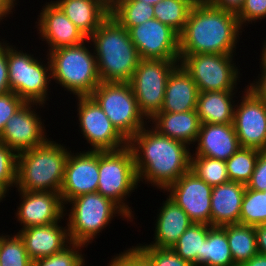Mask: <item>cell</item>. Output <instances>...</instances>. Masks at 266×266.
Masks as SVG:
<instances>
[{
    "label": "cell",
    "mask_w": 266,
    "mask_h": 266,
    "mask_svg": "<svg viewBox=\"0 0 266 266\" xmlns=\"http://www.w3.org/2000/svg\"><path fill=\"white\" fill-rule=\"evenodd\" d=\"M88 39L110 15V6L104 0L53 1Z\"/></svg>",
    "instance_id": "obj_25"
},
{
    "label": "cell",
    "mask_w": 266,
    "mask_h": 266,
    "mask_svg": "<svg viewBox=\"0 0 266 266\" xmlns=\"http://www.w3.org/2000/svg\"><path fill=\"white\" fill-rule=\"evenodd\" d=\"M241 27L266 18V0H245L242 9L237 14Z\"/></svg>",
    "instance_id": "obj_40"
},
{
    "label": "cell",
    "mask_w": 266,
    "mask_h": 266,
    "mask_svg": "<svg viewBox=\"0 0 266 266\" xmlns=\"http://www.w3.org/2000/svg\"><path fill=\"white\" fill-rule=\"evenodd\" d=\"M109 6H112L117 0H104Z\"/></svg>",
    "instance_id": "obj_54"
},
{
    "label": "cell",
    "mask_w": 266,
    "mask_h": 266,
    "mask_svg": "<svg viewBox=\"0 0 266 266\" xmlns=\"http://www.w3.org/2000/svg\"><path fill=\"white\" fill-rule=\"evenodd\" d=\"M69 148L48 139L18 154L16 190L60 193Z\"/></svg>",
    "instance_id": "obj_4"
},
{
    "label": "cell",
    "mask_w": 266,
    "mask_h": 266,
    "mask_svg": "<svg viewBox=\"0 0 266 266\" xmlns=\"http://www.w3.org/2000/svg\"><path fill=\"white\" fill-rule=\"evenodd\" d=\"M10 235L0 233L1 266H32L21 236L18 233Z\"/></svg>",
    "instance_id": "obj_36"
},
{
    "label": "cell",
    "mask_w": 266,
    "mask_h": 266,
    "mask_svg": "<svg viewBox=\"0 0 266 266\" xmlns=\"http://www.w3.org/2000/svg\"><path fill=\"white\" fill-rule=\"evenodd\" d=\"M7 194L8 191L0 184V202H2L4 198H6Z\"/></svg>",
    "instance_id": "obj_52"
},
{
    "label": "cell",
    "mask_w": 266,
    "mask_h": 266,
    "mask_svg": "<svg viewBox=\"0 0 266 266\" xmlns=\"http://www.w3.org/2000/svg\"><path fill=\"white\" fill-rule=\"evenodd\" d=\"M90 96L128 141L149 124L138 108L129 82H101Z\"/></svg>",
    "instance_id": "obj_9"
},
{
    "label": "cell",
    "mask_w": 266,
    "mask_h": 266,
    "mask_svg": "<svg viewBox=\"0 0 266 266\" xmlns=\"http://www.w3.org/2000/svg\"><path fill=\"white\" fill-rule=\"evenodd\" d=\"M114 256V257H113ZM107 266H135V247L128 248L124 252L113 255Z\"/></svg>",
    "instance_id": "obj_45"
},
{
    "label": "cell",
    "mask_w": 266,
    "mask_h": 266,
    "mask_svg": "<svg viewBox=\"0 0 266 266\" xmlns=\"http://www.w3.org/2000/svg\"><path fill=\"white\" fill-rule=\"evenodd\" d=\"M245 186L255 191L266 190V150L260 151L254 172Z\"/></svg>",
    "instance_id": "obj_42"
},
{
    "label": "cell",
    "mask_w": 266,
    "mask_h": 266,
    "mask_svg": "<svg viewBox=\"0 0 266 266\" xmlns=\"http://www.w3.org/2000/svg\"><path fill=\"white\" fill-rule=\"evenodd\" d=\"M154 266H193L179 257L171 248L150 247L142 243L136 245Z\"/></svg>",
    "instance_id": "obj_39"
},
{
    "label": "cell",
    "mask_w": 266,
    "mask_h": 266,
    "mask_svg": "<svg viewBox=\"0 0 266 266\" xmlns=\"http://www.w3.org/2000/svg\"><path fill=\"white\" fill-rule=\"evenodd\" d=\"M89 44L87 39L81 44L61 47L47 53L52 80L75 97L90 96L101 83L97 60L94 52L92 53L93 49L89 50Z\"/></svg>",
    "instance_id": "obj_5"
},
{
    "label": "cell",
    "mask_w": 266,
    "mask_h": 266,
    "mask_svg": "<svg viewBox=\"0 0 266 266\" xmlns=\"http://www.w3.org/2000/svg\"><path fill=\"white\" fill-rule=\"evenodd\" d=\"M18 154L0 143V184L9 192L16 187Z\"/></svg>",
    "instance_id": "obj_38"
},
{
    "label": "cell",
    "mask_w": 266,
    "mask_h": 266,
    "mask_svg": "<svg viewBox=\"0 0 266 266\" xmlns=\"http://www.w3.org/2000/svg\"><path fill=\"white\" fill-rule=\"evenodd\" d=\"M21 202L15 212L17 222L25 229L64 221L65 205L60 193L17 190Z\"/></svg>",
    "instance_id": "obj_18"
},
{
    "label": "cell",
    "mask_w": 266,
    "mask_h": 266,
    "mask_svg": "<svg viewBox=\"0 0 266 266\" xmlns=\"http://www.w3.org/2000/svg\"><path fill=\"white\" fill-rule=\"evenodd\" d=\"M97 60L101 82H129L139 61L129 32L109 15L88 38Z\"/></svg>",
    "instance_id": "obj_3"
},
{
    "label": "cell",
    "mask_w": 266,
    "mask_h": 266,
    "mask_svg": "<svg viewBox=\"0 0 266 266\" xmlns=\"http://www.w3.org/2000/svg\"><path fill=\"white\" fill-rule=\"evenodd\" d=\"M242 30L236 14L216 8L208 0H197L179 34L180 56L237 54Z\"/></svg>",
    "instance_id": "obj_2"
},
{
    "label": "cell",
    "mask_w": 266,
    "mask_h": 266,
    "mask_svg": "<svg viewBox=\"0 0 266 266\" xmlns=\"http://www.w3.org/2000/svg\"><path fill=\"white\" fill-rule=\"evenodd\" d=\"M138 183L134 155L129 146L116 151H99L97 192L116 203L132 221L133 211L126 199L138 188Z\"/></svg>",
    "instance_id": "obj_8"
},
{
    "label": "cell",
    "mask_w": 266,
    "mask_h": 266,
    "mask_svg": "<svg viewBox=\"0 0 266 266\" xmlns=\"http://www.w3.org/2000/svg\"><path fill=\"white\" fill-rule=\"evenodd\" d=\"M246 87L241 102L235 105L233 125L241 147L263 151L266 150V103Z\"/></svg>",
    "instance_id": "obj_13"
},
{
    "label": "cell",
    "mask_w": 266,
    "mask_h": 266,
    "mask_svg": "<svg viewBox=\"0 0 266 266\" xmlns=\"http://www.w3.org/2000/svg\"><path fill=\"white\" fill-rule=\"evenodd\" d=\"M202 266H236L223 227L212 226L209 229L203 242Z\"/></svg>",
    "instance_id": "obj_30"
},
{
    "label": "cell",
    "mask_w": 266,
    "mask_h": 266,
    "mask_svg": "<svg viewBox=\"0 0 266 266\" xmlns=\"http://www.w3.org/2000/svg\"><path fill=\"white\" fill-rule=\"evenodd\" d=\"M222 227L226 231L232 259L236 266H240L258 254L254 226L238 223Z\"/></svg>",
    "instance_id": "obj_28"
},
{
    "label": "cell",
    "mask_w": 266,
    "mask_h": 266,
    "mask_svg": "<svg viewBox=\"0 0 266 266\" xmlns=\"http://www.w3.org/2000/svg\"><path fill=\"white\" fill-rule=\"evenodd\" d=\"M266 39V38H265ZM263 49H261L262 51H260V52H262V53H260L261 55H260V64L266 69V40H264V43H263V47H262Z\"/></svg>",
    "instance_id": "obj_51"
},
{
    "label": "cell",
    "mask_w": 266,
    "mask_h": 266,
    "mask_svg": "<svg viewBox=\"0 0 266 266\" xmlns=\"http://www.w3.org/2000/svg\"><path fill=\"white\" fill-rule=\"evenodd\" d=\"M237 91L199 92L197 114L200 123L230 124L233 123Z\"/></svg>",
    "instance_id": "obj_27"
},
{
    "label": "cell",
    "mask_w": 266,
    "mask_h": 266,
    "mask_svg": "<svg viewBox=\"0 0 266 266\" xmlns=\"http://www.w3.org/2000/svg\"><path fill=\"white\" fill-rule=\"evenodd\" d=\"M165 191L168 192L167 196L179 205L194 223H205L211 226L212 186L200 179L194 172L189 170L169 185L163 193Z\"/></svg>",
    "instance_id": "obj_16"
},
{
    "label": "cell",
    "mask_w": 266,
    "mask_h": 266,
    "mask_svg": "<svg viewBox=\"0 0 266 266\" xmlns=\"http://www.w3.org/2000/svg\"><path fill=\"white\" fill-rule=\"evenodd\" d=\"M196 143L195 153L191 156H205L224 161L241 147L233 123H202Z\"/></svg>",
    "instance_id": "obj_21"
},
{
    "label": "cell",
    "mask_w": 266,
    "mask_h": 266,
    "mask_svg": "<svg viewBox=\"0 0 266 266\" xmlns=\"http://www.w3.org/2000/svg\"><path fill=\"white\" fill-rule=\"evenodd\" d=\"M197 0H162L154 5V18L178 34L186 24L189 12Z\"/></svg>",
    "instance_id": "obj_32"
},
{
    "label": "cell",
    "mask_w": 266,
    "mask_h": 266,
    "mask_svg": "<svg viewBox=\"0 0 266 266\" xmlns=\"http://www.w3.org/2000/svg\"><path fill=\"white\" fill-rule=\"evenodd\" d=\"M246 186L240 182L228 181L212 187L211 226L240 223V212Z\"/></svg>",
    "instance_id": "obj_23"
},
{
    "label": "cell",
    "mask_w": 266,
    "mask_h": 266,
    "mask_svg": "<svg viewBox=\"0 0 266 266\" xmlns=\"http://www.w3.org/2000/svg\"><path fill=\"white\" fill-rule=\"evenodd\" d=\"M17 0H0V22L3 21L9 14H13ZM14 8V9H13Z\"/></svg>",
    "instance_id": "obj_48"
},
{
    "label": "cell",
    "mask_w": 266,
    "mask_h": 266,
    "mask_svg": "<svg viewBox=\"0 0 266 266\" xmlns=\"http://www.w3.org/2000/svg\"><path fill=\"white\" fill-rule=\"evenodd\" d=\"M190 170L212 187L229 181L224 160L191 156Z\"/></svg>",
    "instance_id": "obj_34"
},
{
    "label": "cell",
    "mask_w": 266,
    "mask_h": 266,
    "mask_svg": "<svg viewBox=\"0 0 266 266\" xmlns=\"http://www.w3.org/2000/svg\"><path fill=\"white\" fill-rule=\"evenodd\" d=\"M260 66L261 74H258V79L249 83L247 88L251 90L260 100H263L266 103V69L261 64Z\"/></svg>",
    "instance_id": "obj_44"
},
{
    "label": "cell",
    "mask_w": 266,
    "mask_h": 266,
    "mask_svg": "<svg viewBox=\"0 0 266 266\" xmlns=\"http://www.w3.org/2000/svg\"><path fill=\"white\" fill-rule=\"evenodd\" d=\"M38 103H24L7 121L0 143L7 145L17 154L45 143L47 138L45 124L36 109ZM36 106V109H35ZM34 107V108H32ZM43 123V124H42Z\"/></svg>",
    "instance_id": "obj_15"
},
{
    "label": "cell",
    "mask_w": 266,
    "mask_h": 266,
    "mask_svg": "<svg viewBox=\"0 0 266 266\" xmlns=\"http://www.w3.org/2000/svg\"><path fill=\"white\" fill-rule=\"evenodd\" d=\"M67 204H70L71 209L66 213L67 207H65L64 216H66L71 243H81L88 247L104 228L110 226L115 216L132 222L116 203L98 192L78 196Z\"/></svg>",
    "instance_id": "obj_6"
},
{
    "label": "cell",
    "mask_w": 266,
    "mask_h": 266,
    "mask_svg": "<svg viewBox=\"0 0 266 266\" xmlns=\"http://www.w3.org/2000/svg\"><path fill=\"white\" fill-rule=\"evenodd\" d=\"M110 15L128 30L154 19V6L140 0H117L110 6Z\"/></svg>",
    "instance_id": "obj_31"
},
{
    "label": "cell",
    "mask_w": 266,
    "mask_h": 266,
    "mask_svg": "<svg viewBox=\"0 0 266 266\" xmlns=\"http://www.w3.org/2000/svg\"><path fill=\"white\" fill-rule=\"evenodd\" d=\"M198 95L196 83L179 64L168 77L160 112L177 113L196 110Z\"/></svg>",
    "instance_id": "obj_24"
},
{
    "label": "cell",
    "mask_w": 266,
    "mask_h": 266,
    "mask_svg": "<svg viewBox=\"0 0 266 266\" xmlns=\"http://www.w3.org/2000/svg\"><path fill=\"white\" fill-rule=\"evenodd\" d=\"M240 266H266V255L257 254Z\"/></svg>",
    "instance_id": "obj_50"
},
{
    "label": "cell",
    "mask_w": 266,
    "mask_h": 266,
    "mask_svg": "<svg viewBox=\"0 0 266 266\" xmlns=\"http://www.w3.org/2000/svg\"><path fill=\"white\" fill-rule=\"evenodd\" d=\"M141 59H180L179 34L157 19L128 29Z\"/></svg>",
    "instance_id": "obj_14"
},
{
    "label": "cell",
    "mask_w": 266,
    "mask_h": 266,
    "mask_svg": "<svg viewBox=\"0 0 266 266\" xmlns=\"http://www.w3.org/2000/svg\"><path fill=\"white\" fill-rule=\"evenodd\" d=\"M140 1H143L144 3H147L149 5H156L158 2L162 1V0H140Z\"/></svg>",
    "instance_id": "obj_53"
},
{
    "label": "cell",
    "mask_w": 266,
    "mask_h": 266,
    "mask_svg": "<svg viewBox=\"0 0 266 266\" xmlns=\"http://www.w3.org/2000/svg\"><path fill=\"white\" fill-rule=\"evenodd\" d=\"M258 254L266 255V224L254 226Z\"/></svg>",
    "instance_id": "obj_47"
},
{
    "label": "cell",
    "mask_w": 266,
    "mask_h": 266,
    "mask_svg": "<svg viewBox=\"0 0 266 266\" xmlns=\"http://www.w3.org/2000/svg\"><path fill=\"white\" fill-rule=\"evenodd\" d=\"M149 122L160 134L188 146L196 144L201 125L196 110L177 113L157 112Z\"/></svg>",
    "instance_id": "obj_26"
},
{
    "label": "cell",
    "mask_w": 266,
    "mask_h": 266,
    "mask_svg": "<svg viewBox=\"0 0 266 266\" xmlns=\"http://www.w3.org/2000/svg\"><path fill=\"white\" fill-rule=\"evenodd\" d=\"M180 59H141L129 83L140 112L149 121L160 112L169 75Z\"/></svg>",
    "instance_id": "obj_11"
},
{
    "label": "cell",
    "mask_w": 266,
    "mask_h": 266,
    "mask_svg": "<svg viewBox=\"0 0 266 266\" xmlns=\"http://www.w3.org/2000/svg\"><path fill=\"white\" fill-rule=\"evenodd\" d=\"M211 227L205 223H193L171 249L191 265L202 266L203 242Z\"/></svg>",
    "instance_id": "obj_29"
},
{
    "label": "cell",
    "mask_w": 266,
    "mask_h": 266,
    "mask_svg": "<svg viewBox=\"0 0 266 266\" xmlns=\"http://www.w3.org/2000/svg\"><path fill=\"white\" fill-rule=\"evenodd\" d=\"M24 103L25 101L12 91L0 95V140L7 121Z\"/></svg>",
    "instance_id": "obj_41"
},
{
    "label": "cell",
    "mask_w": 266,
    "mask_h": 266,
    "mask_svg": "<svg viewBox=\"0 0 266 266\" xmlns=\"http://www.w3.org/2000/svg\"><path fill=\"white\" fill-rule=\"evenodd\" d=\"M83 247L86 248L81 243H71L59 253L32 261V266H81L86 259L81 252Z\"/></svg>",
    "instance_id": "obj_37"
},
{
    "label": "cell",
    "mask_w": 266,
    "mask_h": 266,
    "mask_svg": "<svg viewBox=\"0 0 266 266\" xmlns=\"http://www.w3.org/2000/svg\"><path fill=\"white\" fill-rule=\"evenodd\" d=\"M240 224H266V191L246 188L241 205Z\"/></svg>",
    "instance_id": "obj_35"
},
{
    "label": "cell",
    "mask_w": 266,
    "mask_h": 266,
    "mask_svg": "<svg viewBox=\"0 0 266 266\" xmlns=\"http://www.w3.org/2000/svg\"><path fill=\"white\" fill-rule=\"evenodd\" d=\"M85 151H80L79 153L69 151L60 190L64 205L78 196L97 192L99 181V151Z\"/></svg>",
    "instance_id": "obj_17"
},
{
    "label": "cell",
    "mask_w": 266,
    "mask_h": 266,
    "mask_svg": "<svg viewBox=\"0 0 266 266\" xmlns=\"http://www.w3.org/2000/svg\"><path fill=\"white\" fill-rule=\"evenodd\" d=\"M39 14L35 26L40 39L48 44L47 52L61 47L75 46L87 40L52 0L42 6Z\"/></svg>",
    "instance_id": "obj_19"
},
{
    "label": "cell",
    "mask_w": 266,
    "mask_h": 266,
    "mask_svg": "<svg viewBox=\"0 0 266 266\" xmlns=\"http://www.w3.org/2000/svg\"><path fill=\"white\" fill-rule=\"evenodd\" d=\"M59 223L31 226L17 232L32 261L59 253L71 244L68 226Z\"/></svg>",
    "instance_id": "obj_20"
},
{
    "label": "cell",
    "mask_w": 266,
    "mask_h": 266,
    "mask_svg": "<svg viewBox=\"0 0 266 266\" xmlns=\"http://www.w3.org/2000/svg\"><path fill=\"white\" fill-rule=\"evenodd\" d=\"M236 54H189L180 56L179 64L196 83L199 92L237 91L240 71Z\"/></svg>",
    "instance_id": "obj_10"
},
{
    "label": "cell",
    "mask_w": 266,
    "mask_h": 266,
    "mask_svg": "<svg viewBox=\"0 0 266 266\" xmlns=\"http://www.w3.org/2000/svg\"><path fill=\"white\" fill-rule=\"evenodd\" d=\"M154 241L147 246L156 248H172L179 237L194 222L187 213L171 198L167 197L158 209L156 217Z\"/></svg>",
    "instance_id": "obj_22"
},
{
    "label": "cell",
    "mask_w": 266,
    "mask_h": 266,
    "mask_svg": "<svg viewBox=\"0 0 266 266\" xmlns=\"http://www.w3.org/2000/svg\"><path fill=\"white\" fill-rule=\"evenodd\" d=\"M7 43V66L9 87L12 92L26 103L45 105L49 98V83L52 80L51 64L48 55L47 63L38 60L31 53L18 50ZM42 62H41V61Z\"/></svg>",
    "instance_id": "obj_7"
},
{
    "label": "cell",
    "mask_w": 266,
    "mask_h": 266,
    "mask_svg": "<svg viewBox=\"0 0 266 266\" xmlns=\"http://www.w3.org/2000/svg\"><path fill=\"white\" fill-rule=\"evenodd\" d=\"M76 99L78 126L87 144L91 146L89 150L116 151L128 146V140L91 96H77Z\"/></svg>",
    "instance_id": "obj_12"
},
{
    "label": "cell",
    "mask_w": 266,
    "mask_h": 266,
    "mask_svg": "<svg viewBox=\"0 0 266 266\" xmlns=\"http://www.w3.org/2000/svg\"><path fill=\"white\" fill-rule=\"evenodd\" d=\"M214 7L227 12L238 14L245 0H208Z\"/></svg>",
    "instance_id": "obj_46"
},
{
    "label": "cell",
    "mask_w": 266,
    "mask_h": 266,
    "mask_svg": "<svg viewBox=\"0 0 266 266\" xmlns=\"http://www.w3.org/2000/svg\"><path fill=\"white\" fill-rule=\"evenodd\" d=\"M260 150L240 147L226 162L229 181L247 184L254 172Z\"/></svg>",
    "instance_id": "obj_33"
},
{
    "label": "cell",
    "mask_w": 266,
    "mask_h": 266,
    "mask_svg": "<svg viewBox=\"0 0 266 266\" xmlns=\"http://www.w3.org/2000/svg\"><path fill=\"white\" fill-rule=\"evenodd\" d=\"M148 126L140 129L128 146L133 151L139 184L144 181L164 191L190 170L192 153L185 143Z\"/></svg>",
    "instance_id": "obj_1"
},
{
    "label": "cell",
    "mask_w": 266,
    "mask_h": 266,
    "mask_svg": "<svg viewBox=\"0 0 266 266\" xmlns=\"http://www.w3.org/2000/svg\"><path fill=\"white\" fill-rule=\"evenodd\" d=\"M135 266H154L151 260L135 246Z\"/></svg>",
    "instance_id": "obj_49"
},
{
    "label": "cell",
    "mask_w": 266,
    "mask_h": 266,
    "mask_svg": "<svg viewBox=\"0 0 266 266\" xmlns=\"http://www.w3.org/2000/svg\"><path fill=\"white\" fill-rule=\"evenodd\" d=\"M0 95L10 92L8 66H7V42L0 38ZM3 41V42H2Z\"/></svg>",
    "instance_id": "obj_43"
}]
</instances>
